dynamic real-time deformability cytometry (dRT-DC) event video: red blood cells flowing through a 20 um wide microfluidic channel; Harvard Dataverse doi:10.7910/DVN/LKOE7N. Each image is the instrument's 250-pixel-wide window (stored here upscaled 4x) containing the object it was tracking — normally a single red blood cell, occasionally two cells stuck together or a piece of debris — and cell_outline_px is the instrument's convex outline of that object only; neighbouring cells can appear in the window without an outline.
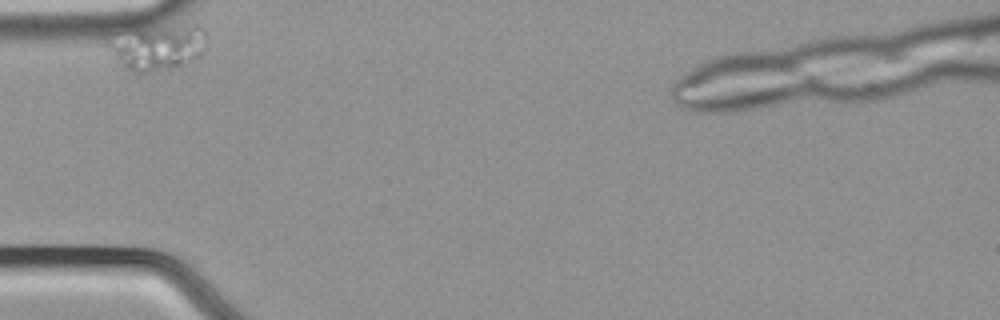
{"species": "common noctule bat (a hibernating species)", "species_latin": "Nyctalus noctula", "temperature_condition": "cold", "stored_images_in_passage": 24, "segment_of_instrument_passage": [1, 2], "camera_frame_rate_fps": 3000, "um_per_image_px": 0.085, "animal": {"sex": "male", "body_mass_g": 21.5, "forearm_length_mm": 52.0}, "frame": {"image": 1, "passage_image": 1, "time_ms": 0.0, "image_size_px": [1000, 320], "cell_outline_px": [[204, 52], [200, 56], [180, 64], [144, 76], [136, 76], [108, 48], [108, 40], [136, 28], [188, 24], [200, 24], [204, 28]], "centroid_in_image_um": [13.44, 4.02], "position_along_channel_um": 71.6, "area_um2": 25.89}}
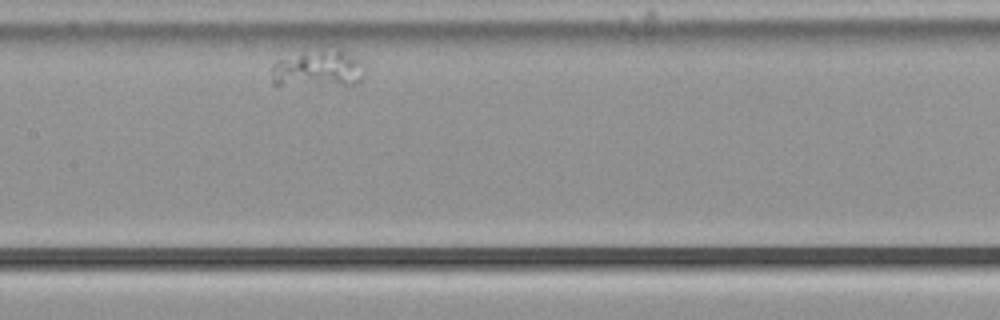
{"frame": {"image": 2, "passage_image": 14, "time_ms": 4.333, "image_size_px": [1000, 320], "cell_outline_px": [[364, 76], [356, 84], [272, 84], [272, 64], [276, 60], [324, 44], [344, 52], [356, 60], [364, 68]], "centroid_in_image_um": [26.99, 5.77], "position_along_channel_um": 180.4, "area_um2": 20.29}}
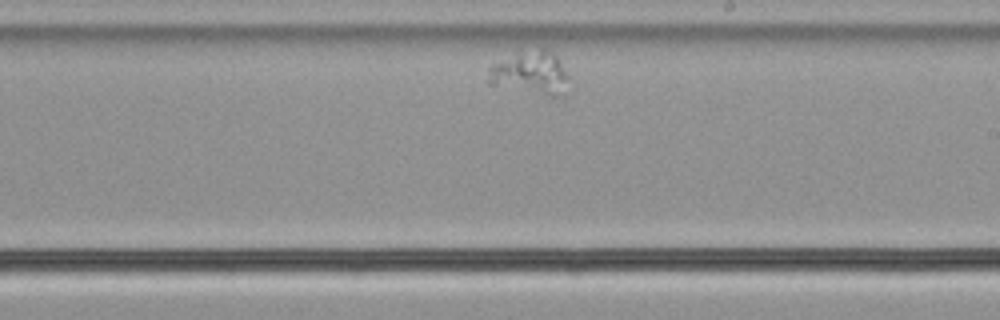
{"frame": {"image": 3, "passage_image": 21, "time_ms": 6.667, "image_size_px": [1000, 320], "cell_outline_px": [[568, 76], [564, 96], [548, 96], [488, 84], [488, 68], [492, 64], [520, 48], [544, 48], [552, 52], [556, 56]], "centroid_in_image_um": [45.05, 6.16], "position_along_channel_um": 243.9, "area_um2": 20.87}}